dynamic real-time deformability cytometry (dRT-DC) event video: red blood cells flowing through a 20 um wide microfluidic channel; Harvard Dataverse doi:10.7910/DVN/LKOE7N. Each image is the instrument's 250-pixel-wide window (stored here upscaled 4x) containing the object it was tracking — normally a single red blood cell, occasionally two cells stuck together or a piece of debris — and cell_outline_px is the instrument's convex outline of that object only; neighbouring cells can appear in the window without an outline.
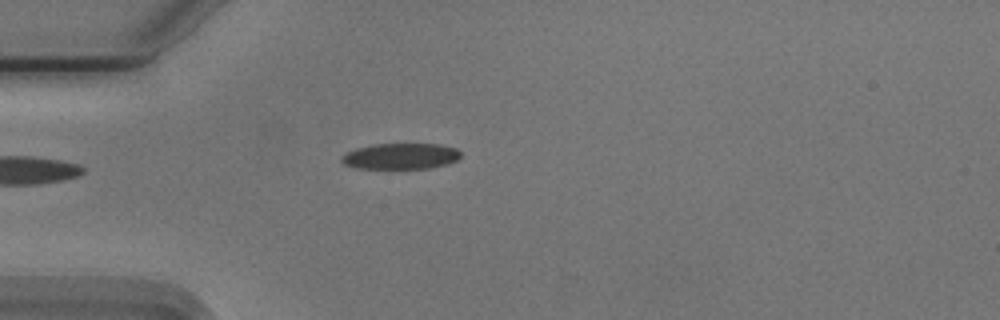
{"species": "Egyptian fruit bat (a non-hibernating species)", "species_latin": "Rousettus aegyptiacus", "temperature_condition": "cold", "stored_images_in_passage": 18, "camera_frame_rate_fps": 3000, "um_per_image_px": 0.085, "animal": {"sex": "male"}, "frame": {"image": 1, "passage_image": 1, "time_ms": 0.0, "image_size_px": [1000, 320], "cell_outline_px": [[460, 156], [456, 160], [448, 164], [432, 168], [356, 168], [344, 164], [340, 160], [340, 156], [356, 148], [372, 144], [440, 144], [456, 148], [460, 152]], "centroid_in_image_um": [34.05, 13.27], "position_along_channel_um": 50.9, "area_um2": 18.03}}
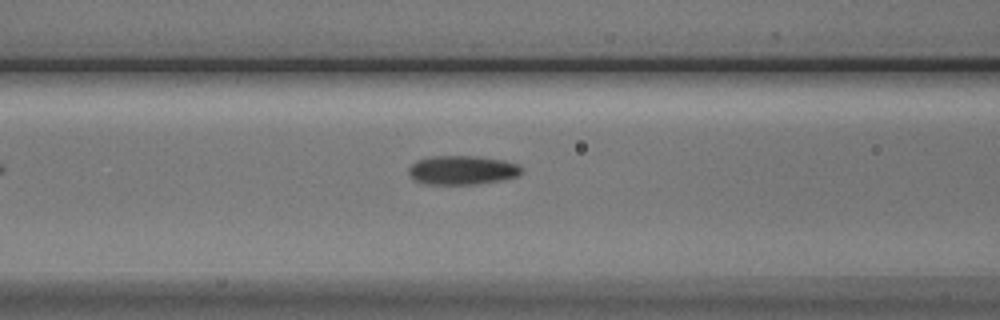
{"frame": {"image": 2, "passage_image": 8, "time_ms": 2.333, "image_size_px": [1000, 320], "cell_outline_px": [[524, 172], [516, 176], [500, 180], [476, 184], [428, 184], [412, 180], [408, 172], [408, 168], [416, 160], [428, 156], [476, 156], [504, 160], [520, 164], [524, 168]], "centroid_in_image_um": [39.29, 14.45], "position_along_channel_um": 127.3, "area_um2": 19.36}}
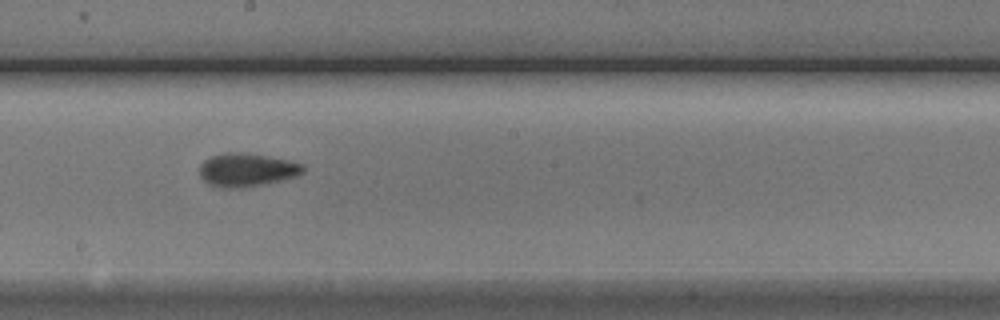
{"frame": {"image": 3, "passage_image": 16, "time_ms": 5.0, "image_size_px": [1000, 320], "cell_outline_px": [[304, 172], [296, 176], [264, 184], [244, 188], [220, 188], [208, 184], [200, 176], [200, 164], [204, 160], [212, 156], [228, 152], [240, 152], [288, 160], [304, 164]], "centroid_in_image_um": [20.96, 14.45], "position_along_channel_um": 227.2, "area_um2": 20.06}}